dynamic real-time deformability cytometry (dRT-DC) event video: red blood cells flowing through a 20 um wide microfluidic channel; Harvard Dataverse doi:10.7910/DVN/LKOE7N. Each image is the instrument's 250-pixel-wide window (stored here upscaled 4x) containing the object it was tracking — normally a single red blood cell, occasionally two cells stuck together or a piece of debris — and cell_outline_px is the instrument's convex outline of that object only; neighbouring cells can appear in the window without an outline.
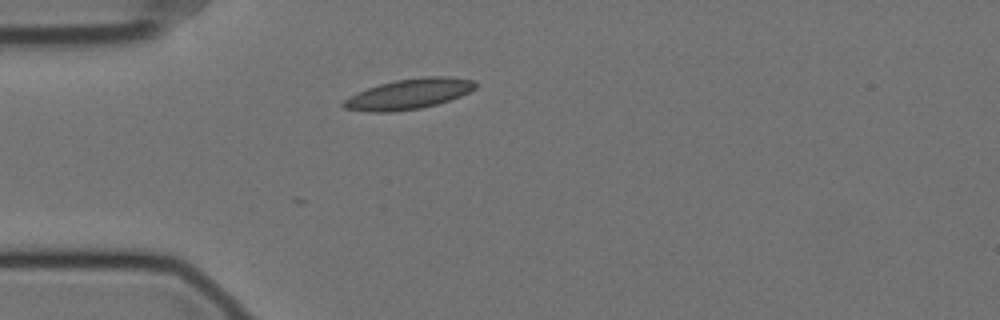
{"species": "Egyptian fruit bat (a non-hibernating species)", "species_latin": "Rousettus aegyptiacus", "temperature_condition": "cold", "stored_images_in_passage": 4, "camera_frame_rate_fps": 3000, "um_per_image_px": 0.085, "animal": {"sex": "female"}, "frame": {"image": 1, "passage_image": 1, "time_ms": 0.0, "image_size_px": [1000, 320], "cell_outline_px": [[476, 88], [460, 96], [436, 104], [420, 108], [392, 112], [368, 112], [344, 108], [340, 104], [344, 100], [368, 88], [380, 84], [396, 80], [424, 76], [448, 76], [476, 80]], "centroid_in_image_um": [34.78, 7.98], "position_along_channel_um": 50.2, "area_um2": 23.12}}